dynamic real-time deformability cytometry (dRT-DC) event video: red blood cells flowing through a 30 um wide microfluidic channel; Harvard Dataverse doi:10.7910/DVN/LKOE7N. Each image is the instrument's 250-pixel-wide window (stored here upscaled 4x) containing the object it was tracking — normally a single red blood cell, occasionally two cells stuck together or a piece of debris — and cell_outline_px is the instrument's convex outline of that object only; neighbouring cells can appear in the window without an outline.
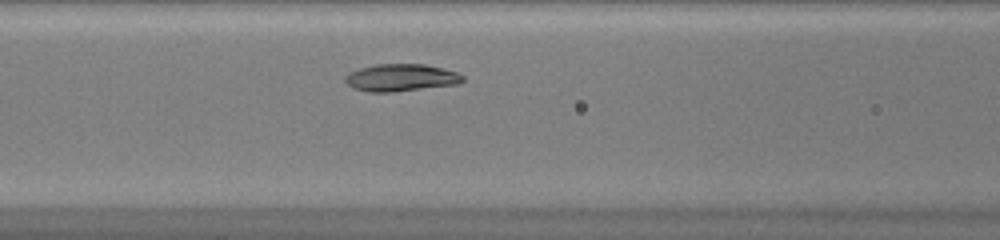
{"species": "common noctule bat (a hibernating species)", "species_latin": "Nyctalus noctula", "temperature_condition": "warm", "stored_images_in_passage": 29, "camera_frame_rate_fps": 3000, "um_per_image_px": 0.085, "animal": {"sex": "female", "body_mass_g": 20.0, "forearm_length_mm": 54.0}, "frame": {"image": 1, "passage_image": 8, "time_ms": 2.333, "image_size_px": [1000, 240], "cell_outline_px": [[464, 80], [460, 84], [392, 92], [368, 92], [352, 88], [344, 80], [344, 76], [348, 72], [360, 68], [376, 64], [424, 64], [456, 72], [464, 76]], "centroid_in_image_um": [34.05, 6.61], "position_along_channel_um": 132.5, "area_um2": 18.79}}
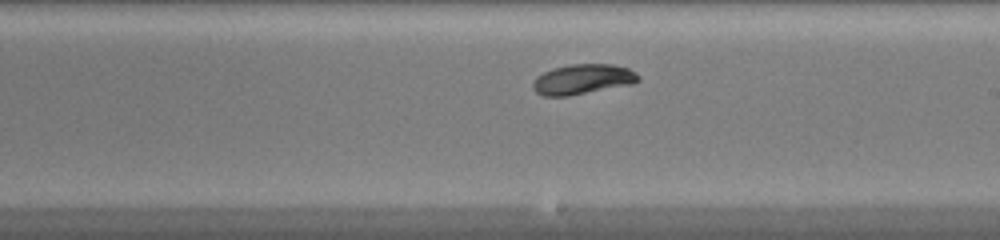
{"frame": {"image": 2, "passage_image": 16, "time_ms": 5.0, "image_size_px": [1000, 240], "cell_outline_px": [[640, 80], [632, 84], [568, 96], [540, 96], [532, 88], [532, 84], [536, 76], [552, 68], [568, 64], [612, 64], [628, 68], [636, 72], [640, 76]], "centroid_in_image_um": [49.51, 6.73], "position_along_channel_um": 239.5, "area_um2": 18.67}}
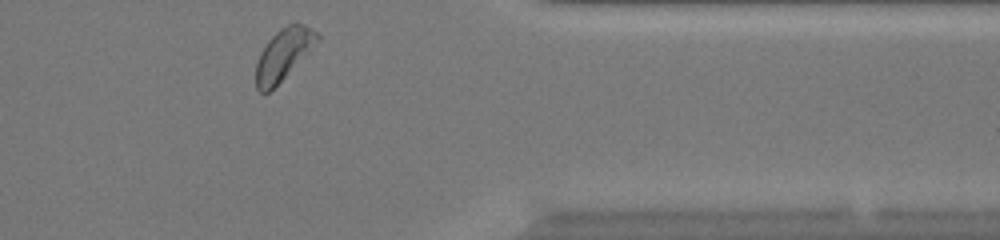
{"frame": {"image": 3, "passage_image": 28, "time_ms": 9.0, "image_size_px": [1000, 240], "cell_outline_px": [[320, 40], [268, 92], [260, 92], [256, 88], [256, 64], [260, 52], [268, 40], [280, 28], [288, 24], [304, 24], [316, 32], [320, 36]], "centroid_in_image_um": [24.08, 4.59], "position_along_channel_um": 387.3, "area_um2": 17.74}, "authors_computed_cell_mechanics": {"area_um2": 18.3804, "velocity_mm_per_s": 4.0281, "shape_relaxation_time_tau1_ms": 2.4377, "shape_relaxation_time_tau2_ms": null, "deformation_change_tau1": 0.1311, "deformation_change_tau2": null}}